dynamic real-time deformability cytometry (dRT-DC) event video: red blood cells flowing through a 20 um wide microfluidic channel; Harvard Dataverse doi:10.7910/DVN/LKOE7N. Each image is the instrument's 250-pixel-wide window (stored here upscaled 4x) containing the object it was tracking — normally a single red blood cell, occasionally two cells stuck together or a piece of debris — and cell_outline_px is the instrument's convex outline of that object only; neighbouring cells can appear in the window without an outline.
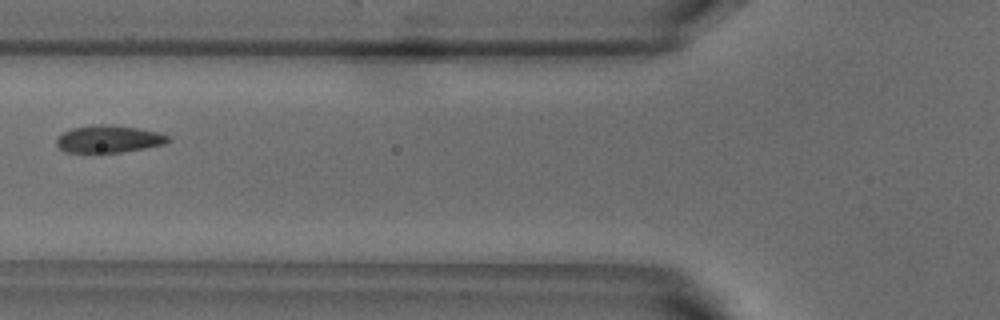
{"species": "common noctule bat (a hibernating species)", "species_latin": "Nyctalus noctula", "temperature_condition": "warm", "stored_images_in_passage": 4, "camera_frame_rate_fps": 3000, "um_per_image_px": 0.085, "animal": {"sex": "male", "body_mass_g": 18.8}, "frame": {"image": 1, "passage_image": 4, "time_ms": 1.0, "image_size_px": [1000, 320], "cell_outline_px": [[172, 140], [164, 144], [144, 148], [120, 152], [64, 152], [56, 144], [56, 140], [64, 132], [72, 128], [96, 124], [112, 124], [136, 128], [156, 132], [168, 136]], "centroid_in_image_um": [9.23, 11.81], "position_along_channel_um": 116.6, "area_um2": 17.57}}